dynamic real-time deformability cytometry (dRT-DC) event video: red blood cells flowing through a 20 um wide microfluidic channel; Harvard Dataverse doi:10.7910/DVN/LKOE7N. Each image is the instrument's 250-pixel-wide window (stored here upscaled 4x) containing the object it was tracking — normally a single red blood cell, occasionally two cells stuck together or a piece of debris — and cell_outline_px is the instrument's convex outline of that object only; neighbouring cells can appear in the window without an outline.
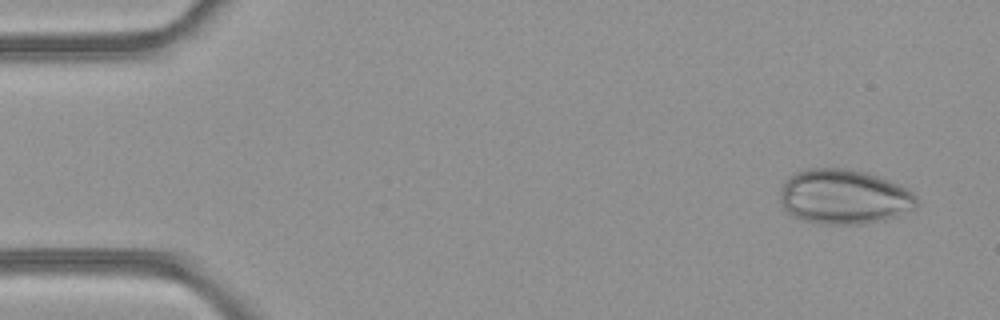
{"species": "common noctule bat (a hibernating species)", "species_latin": "Nyctalus noctula", "temperature_condition": "room temperature", "stored_images_in_passage": 5, "segment_of_instrument_passage": [1, 2], "camera_frame_rate_fps": 3000, "um_per_image_px": 0.085, "animal": {"sex": "female", "body_mass_g": 21.9}, "frame": {"image": 1, "passage_image": 1, "time_ms": 0.0, "image_size_px": [1000, 320], "cell_outline_px": [[920, 204], [916, 208], [896, 216], [884, 220], [864, 224], [820, 224], [804, 220], [792, 216], [780, 204], [780, 188], [796, 172], [808, 168], [844, 168], [868, 172], [888, 180], [912, 192], [920, 200]], "centroid_in_image_um": [71.75, 16.74], "position_along_channel_um": 13.2, "area_um2": 43.81}}